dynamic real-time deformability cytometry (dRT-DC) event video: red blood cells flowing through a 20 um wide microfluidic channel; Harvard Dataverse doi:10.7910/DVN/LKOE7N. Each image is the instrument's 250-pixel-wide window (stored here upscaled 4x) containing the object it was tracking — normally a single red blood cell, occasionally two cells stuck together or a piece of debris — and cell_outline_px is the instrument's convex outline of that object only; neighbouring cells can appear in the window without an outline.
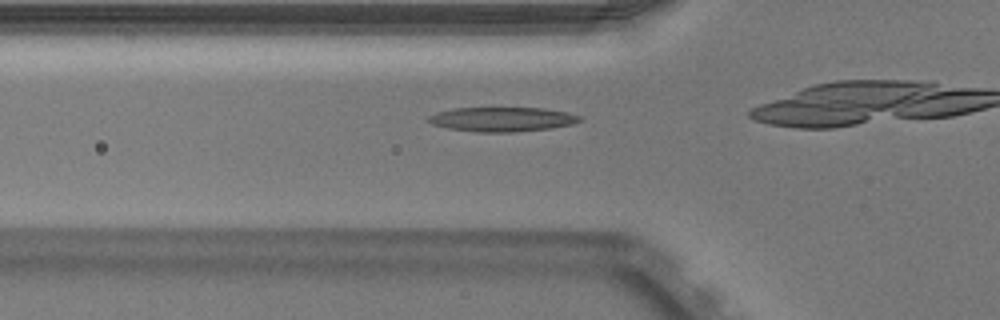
{"species": "Egyptian fruit bat (a non-hibernating species)", "species_latin": "Rousettus aegyptiacus", "temperature_condition": "warm", "stored_images_in_passage": 19, "camera_frame_rate_fps": 3000, "um_per_image_px": 0.085, "animal": {"sex": "male"}, "frame": {"image": 1, "passage_image": 14, "time_ms": 4.333, "image_size_px": [1000, 320], "cell_outline_px": [[580, 120], [572, 124], [548, 128], [512, 132], [476, 132], [448, 128], [432, 124], [428, 120], [428, 116], [436, 112], [452, 108], [492, 104], [544, 108], [568, 112], [580, 116]], "centroid_in_image_um": [42.62, 10.07], "position_along_channel_um": 83.2, "area_um2": 22.72}}